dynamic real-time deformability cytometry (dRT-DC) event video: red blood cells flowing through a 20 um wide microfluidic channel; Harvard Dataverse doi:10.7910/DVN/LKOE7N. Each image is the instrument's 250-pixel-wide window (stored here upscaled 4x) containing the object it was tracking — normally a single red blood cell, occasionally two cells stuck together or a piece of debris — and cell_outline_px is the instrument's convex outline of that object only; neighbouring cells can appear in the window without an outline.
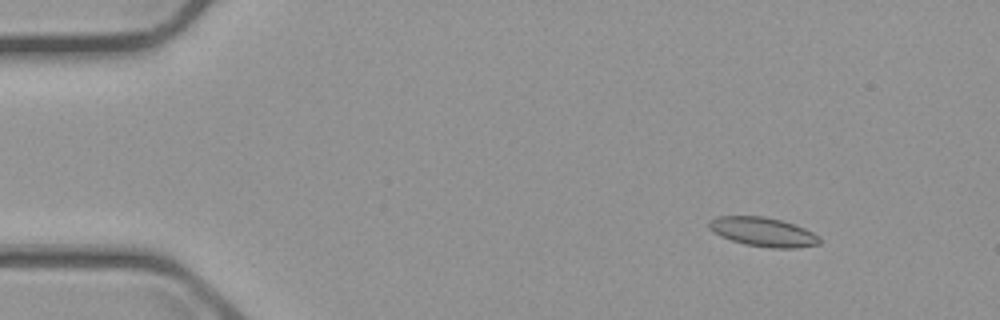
{"species": "common noctule bat (a hibernating species)", "species_latin": "Nyctalus noctula", "temperature_condition": "cold", "stored_images_in_passage": 3, "camera_frame_rate_fps": 3000, "um_per_image_px": 0.085, "animal": {"sex": "male", "body_mass_g": 23.1, "forearm_length_mm": 52.7}, "frame": {"image": 1, "passage_image": 1, "time_ms": 0.0, "image_size_px": [1000, 320], "cell_outline_px": [[820, 244], [796, 248], [768, 248], [744, 244], [720, 236], [712, 232], [708, 228], [708, 220], [716, 216], [764, 216], [780, 220], [804, 228], [820, 236]], "centroid_in_image_um": [64.82, 19.71], "position_along_channel_um": 20.2, "area_um2": 18.9}}
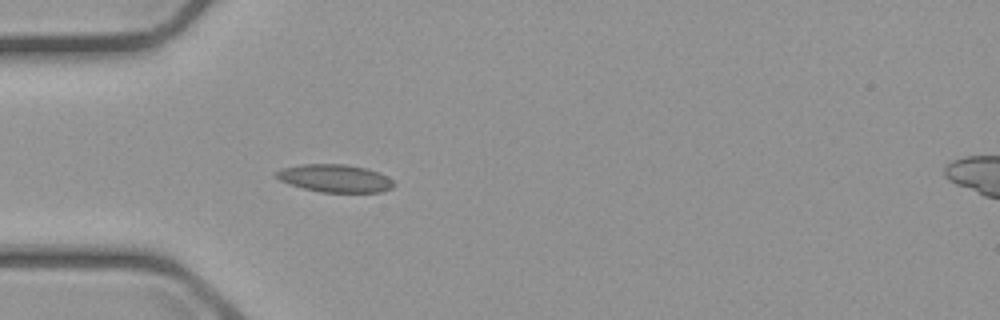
{"frame": {"image": 2, "passage_image": 3, "time_ms": 3.333, "image_size_px": [1000, 320], "cell_outline_px": [[396, 184], [392, 188], [380, 192], [320, 192], [304, 188], [280, 180], [276, 176], [276, 172], [284, 168], [300, 164], [344, 164], [364, 168], [380, 172], [392, 180]], "centroid_in_image_um": [28.52, 15.15], "position_along_channel_um": 56.5, "area_um2": 18.79}}